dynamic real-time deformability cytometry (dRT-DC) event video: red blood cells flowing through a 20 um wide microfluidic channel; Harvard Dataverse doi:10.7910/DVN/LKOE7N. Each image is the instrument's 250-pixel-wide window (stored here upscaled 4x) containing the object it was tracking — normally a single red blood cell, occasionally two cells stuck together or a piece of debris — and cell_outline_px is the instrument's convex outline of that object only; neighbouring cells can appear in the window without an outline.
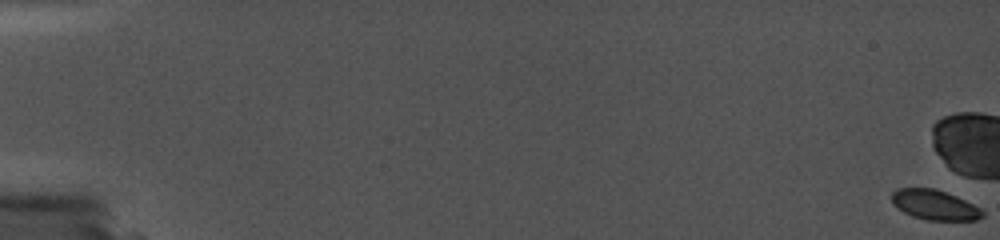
{"species": "common noctule bat (a hibernating species)", "species_latin": "Nyctalus noctula", "temperature_condition": "cold", "stored_images_in_passage": 3, "camera_frame_rate_fps": 5000, "um_per_image_px": 0.085, "animal": {"sex": "female", "body_mass_g": 19.0, "forearm_length_mm": 56.7}, "frame": {"image": 1, "passage_image": 1, "time_ms": 0.0, "image_size_px": [1000, 240], "cell_outline_px": [[984, 216], [976, 220], [928, 220], [912, 216], [896, 208], [892, 204], [892, 192], [896, 188], [936, 188], [956, 196], [980, 208], [984, 212]], "centroid_in_image_um": [79.42, 17.41], "position_along_channel_um": 5.6, "area_um2": 15.9}}